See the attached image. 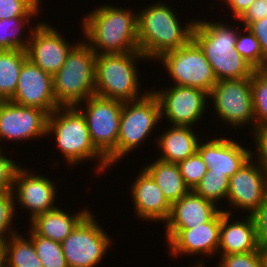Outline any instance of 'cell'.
Masks as SVG:
<instances>
[{
	"instance_id": "cell-1",
	"label": "cell",
	"mask_w": 267,
	"mask_h": 267,
	"mask_svg": "<svg viewBox=\"0 0 267 267\" xmlns=\"http://www.w3.org/2000/svg\"><path fill=\"white\" fill-rule=\"evenodd\" d=\"M83 21L84 35L96 54L140 52L137 14L128 9L102 6L91 12ZM100 48L103 51L96 52Z\"/></svg>"
},
{
	"instance_id": "cell-2",
	"label": "cell",
	"mask_w": 267,
	"mask_h": 267,
	"mask_svg": "<svg viewBox=\"0 0 267 267\" xmlns=\"http://www.w3.org/2000/svg\"><path fill=\"white\" fill-rule=\"evenodd\" d=\"M238 32L226 24L196 21L192 40L203 51L217 79L251 78L255 69L236 51Z\"/></svg>"
},
{
	"instance_id": "cell-3",
	"label": "cell",
	"mask_w": 267,
	"mask_h": 267,
	"mask_svg": "<svg viewBox=\"0 0 267 267\" xmlns=\"http://www.w3.org/2000/svg\"><path fill=\"white\" fill-rule=\"evenodd\" d=\"M172 9L157 3L137 14L139 51L148 59H159L163 54L186 45L192 39L195 24L182 29Z\"/></svg>"
},
{
	"instance_id": "cell-4",
	"label": "cell",
	"mask_w": 267,
	"mask_h": 267,
	"mask_svg": "<svg viewBox=\"0 0 267 267\" xmlns=\"http://www.w3.org/2000/svg\"><path fill=\"white\" fill-rule=\"evenodd\" d=\"M97 54L86 42L75 44L61 69L53 76L55 100L60 107H71L95 95Z\"/></svg>"
},
{
	"instance_id": "cell-5",
	"label": "cell",
	"mask_w": 267,
	"mask_h": 267,
	"mask_svg": "<svg viewBox=\"0 0 267 267\" xmlns=\"http://www.w3.org/2000/svg\"><path fill=\"white\" fill-rule=\"evenodd\" d=\"M46 133H55L57 145L69 163L100 157L98 172L109 166L107 159L93 145L85 116L76 106L58 107L50 113Z\"/></svg>"
},
{
	"instance_id": "cell-6",
	"label": "cell",
	"mask_w": 267,
	"mask_h": 267,
	"mask_svg": "<svg viewBox=\"0 0 267 267\" xmlns=\"http://www.w3.org/2000/svg\"><path fill=\"white\" fill-rule=\"evenodd\" d=\"M146 57L141 52L97 54L95 70V95L122 102L138 97V72L134 62Z\"/></svg>"
},
{
	"instance_id": "cell-7",
	"label": "cell",
	"mask_w": 267,
	"mask_h": 267,
	"mask_svg": "<svg viewBox=\"0 0 267 267\" xmlns=\"http://www.w3.org/2000/svg\"><path fill=\"white\" fill-rule=\"evenodd\" d=\"M145 93L140 99L123 102L117 147L106 158L109 166L138 147L163 117L157 96L153 92Z\"/></svg>"
},
{
	"instance_id": "cell-8",
	"label": "cell",
	"mask_w": 267,
	"mask_h": 267,
	"mask_svg": "<svg viewBox=\"0 0 267 267\" xmlns=\"http://www.w3.org/2000/svg\"><path fill=\"white\" fill-rule=\"evenodd\" d=\"M159 60L176 86L194 87L209 94L217 82L210 63L192 39L186 45L163 54Z\"/></svg>"
},
{
	"instance_id": "cell-9",
	"label": "cell",
	"mask_w": 267,
	"mask_h": 267,
	"mask_svg": "<svg viewBox=\"0 0 267 267\" xmlns=\"http://www.w3.org/2000/svg\"><path fill=\"white\" fill-rule=\"evenodd\" d=\"M111 241L91 211L61 243L69 267H94L103 258Z\"/></svg>"
},
{
	"instance_id": "cell-10",
	"label": "cell",
	"mask_w": 267,
	"mask_h": 267,
	"mask_svg": "<svg viewBox=\"0 0 267 267\" xmlns=\"http://www.w3.org/2000/svg\"><path fill=\"white\" fill-rule=\"evenodd\" d=\"M85 116L89 135L95 148L107 158L117 147L123 102L90 96L86 100Z\"/></svg>"
},
{
	"instance_id": "cell-11",
	"label": "cell",
	"mask_w": 267,
	"mask_h": 267,
	"mask_svg": "<svg viewBox=\"0 0 267 267\" xmlns=\"http://www.w3.org/2000/svg\"><path fill=\"white\" fill-rule=\"evenodd\" d=\"M218 116L233 126L255 123L251 78L220 80L210 93Z\"/></svg>"
},
{
	"instance_id": "cell-12",
	"label": "cell",
	"mask_w": 267,
	"mask_h": 267,
	"mask_svg": "<svg viewBox=\"0 0 267 267\" xmlns=\"http://www.w3.org/2000/svg\"><path fill=\"white\" fill-rule=\"evenodd\" d=\"M251 155L229 178L227 198L236 208H244L249 215L255 212L267 195V173L259 162L253 164Z\"/></svg>"
},
{
	"instance_id": "cell-13",
	"label": "cell",
	"mask_w": 267,
	"mask_h": 267,
	"mask_svg": "<svg viewBox=\"0 0 267 267\" xmlns=\"http://www.w3.org/2000/svg\"><path fill=\"white\" fill-rule=\"evenodd\" d=\"M11 102L37 107L48 115L60 107L55 100L53 76L27 59L20 71L18 86Z\"/></svg>"
},
{
	"instance_id": "cell-14",
	"label": "cell",
	"mask_w": 267,
	"mask_h": 267,
	"mask_svg": "<svg viewBox=\"0 0 267 267\" xmlns=\"http://www.w3.org/2000/svg\"><path fill=\"white\" fill-rule=\"evenodd\" d=\"M153 93L159 100L161 115L165 114L170 123L179 126H191L200 120L208 96L204 90L176 85L169 90Z\"/></svg>"
},
{
	"instance_id": "cell-15",
	"label": "cell",
	"mask_w": 267,
	"mask_h": 267,
	"mask_svg": "<svg viewBox=\"0 0 267 267\" xmlns=\"http://www.w3.org/2000/svg\"><path fill=\"white\" fill-rule=\"evenodd\" d=\"M48 114L37 107L0 101V139H29L46 136ZM1 147V146H0Z\"/></svg>"
},
{
	"instance_id": "cell-16",
	"label": "cell",
	"mask_w": 267,
	"mask_h": 267,
	"mask_svg": "<svg viewBox=\"0 0 267 267\" xmlns=\"http://www.w3.org/2000/svg\"><path fill=\"white\" fill-rule=\"evenodd\" d=\"M31 37V38H30ZM27 58L43 71L54 76L63 66L73 48L60 34L47 24H38L31 30Z\"/></svg>"
},
{
	"instance_id": "cell-17",
	"label": "cell",
	"mask_w": 267,
	"mask_h": 267,
	"mask_svg": "<svg viewBox=\"0 0 267 267\" xmlns=\"http://www.w3.org/2000/svg\"><path fill=\"white\" fill-rule=\"evenodd\" d=\"M221 210L208 222L191 229H167L172 255L213 254L219 248ZM218 248V249H217Z\"/></svg>"
},
{
	"instance_id": "cell-18",
	"label": "cell",
	"mask_w": 267,
	"mask_h": 267,
	"mask_svg": "<svg viewBox=\"0 0 267 267\" xmlns=\"http://www.w3.org/2000/svg\"><path fill=\"white\" fill-rule=\"evenodd\" d=\"M17 185V187H16ZM13 193L16 200L27 210L30 209V216L33 219L35 216L51 211L57 207L55 203L56 187L50 179L41 177L39 175L29 174L23 168H19L14 179Z\"/></svg>"
},
{
	"instance_id": "cell-19",
	"label": "cell",
	"mask_w": 267,
	"mask_h": 267,
	"mask_svg": "<svg viewBox=\"0 0 267 267\" xmlns=\"http://www.w3.org/2000/svg\"><path fill=\"white\" fill-rule=\"evenodd\" d=\"M197 152L207 169L212 173L225 174L231 178L253 153L240 146L239 143L217 138L206 143H198Z\"/></svg>"
},
{
	"instance_id": "cell-20",
	"label": "cell",
	"mask_w": 267,
	"mask_h": 267,
	"mask_svg": "<svg viewBox=\"0 0 267 267\" xmlns=\"http://www.w3.org/2000/svg\"><path fill=\"white\" fill-rule=\"evenodd\" d=\"M220 210L193 190L172 203L166 229H191L210 221Z\"/></svg>"
},
{
	"instance_id": "cell-21",
	"label": "cell",
	"mask_w": 267,
	"mask_h": 267,
	"mask_svg": "<svg viewBox=\"0 0 267 267\" xmlns=\"http://www.w3.org/2000/svg\"><path fill=\"white\" fill-rule=\"evenodd\" d=\"M131 187L135 209L141 218L155 221L168 219L172 204L144 169Z\"/></svg>"
},
{
	"instance_id": "cell-22",
	"label": "cell",
	"mask_w": 267,
	"mask_h": 267,
	"mask_svg": "<svg viewBox=\"0 0 267 267\" xmlns=\"http://www.w3.org/2000/svg\"><path fill=\"white\" fill-rule=\"evenodd\" d=\"M247 217L244 221L229 224L230 212L221 210V255L250 253L259 249L253 219L250 215Z\"/></svg>"
},
{
	"instance_id": "cell-23",
	"label": "cell",
	"mask_w": 267,
	"mask_h": 267,
	"mask_svg": "<svg viewBox=\"0 0 267 267\" xmlns=\"http://www.w3.org/2000/svg\"><path fill=\"white\" fill-rule=\"evenodd\" d=\"M88 213L83 210L71 216L57 207L35 216L30 222L37 235L62 243Z\"/></svg>"
},
{
	"instance_id": "cell-24",
	"label": "cell",
	"mask_w": 267,
	"mask_h": 267,
	"mask_svg": "<svg viewBox=\"0 0 267 267\" xmlns=\"http://www.w3.org/2000/svg\"><path fill=\"white\" fill-rule=\"evenodd\" d=\"M191 126L173 125L159 140L162 155L159 160L168 163H179L197 151L199 140Z\"/></svg>"
},
{
	"instance_id": "cell-25",
	"label": "cell",
	"mask_w": 267,
	"mask_h": 267,
	"mask_svg": "<svg viewBox=\"0 0 267 267\" xmlns=\"http://www.w3.org/2000/svg\"><path fill=\"white\" fill-rule=\"evenodd\" d=\"M144 170L152 177L171 204L190 191L183 180L178 163H168L157 159L144 167Z\"/></svg>"
},
{
	"instance_id": "cell-26",
	"label": "cell",
	"mask_w": 267,
	"mask_h": 267,
	"mask_svg": "<svg viewBox=\"0 0 267 267\" xmlns=\"http://www.w3.org/2000/svg\"><path fill=\"white\" fill-rule=\"evenodd\" d=\"M27 59L26 50H0V101L13 98L21 68Z\"/></svg>"
},
{
	"instance_id": "cell-27",
	"label": "cell",
	"mask_w": 267,
	"mask_h": 267,
	"mask_svg": "<svg viewBox=\"0 0 267 267\" xmlns=\"http://www.w3.org/2000/svg\"><path fill=\"white\" fill-rule=\"evenodd\" d=\"M5 243L7 267H44L39 260L32 240L11 232Z\"/></svg>"
},
{
	"instance_id": "cell-28",
	"label": "cell",
	"mask_w": 267,
	"mask_h": 267,
	"mask_svg": "<svg viewBox=\"0 0 267 267\" xmlns=\"http://www.w3.org/2000/svg\"><path fill=\"white\" fill-rule=\"evenodd\" d=\"M256 131L267 128V69L255 70L251 77Z\"/></svg>"
},
{
	"instance_id": "cell-29",
	"label": "cell",
	"mask_w": 267,
	"mask_h": 267,
	"mask_svg": "<svg viewBox=\"0 0 267 267\" xmlns=\"http://www.w3.org/2000/svg\"><path fill=\"white\" fill-rule=\"evenodd\" d=\"M30 233V239L44 267H69L61 243L41 237L33 230Z\"/></svg>"
},
{
	"instance_id": "cell-30",
	"label": "cell",
	"mask_w": 267,
	"mask_h": 267,
	"mask_svg": "<svg viewBox=\"0 0 267 267\" xmlns=\"http://www.w3.org/2000/svg\"><path fill=\"white\" fill-rule=\"evenodd\" d=\"M228 188L229 178L225 174L212 173V170L207 169L206 174L193 191L215 204L219 199L227 198Z\"/></svg>"
},
{
	"instance_id": "cell-31",
	"label": "cell",
	"mask_w": 267,
	"mask_h": 267,
	"mask_svg": "<svg viewBox=\"0 0 267 267\" xmlns=\"http://www.w3.org/2000/svg\"><path fill=\"white\" fill-rule=\"evenodd\" d=\"M247 35L242 36L238 32L236 39V51L250 64L255 70L267 69V60L263 57L260 43L254 34L245 27Z\"/></svg>"
},
{
	"instance_id": "cell-32",
	"label": "cell",
	"mask_w": 267,
	"mask_h": 267,
	"mask_svg": "<svg viewBox=\"0 0 267 267\" xmlns=\"http://www.w3.org/2000/svg\"><path fill=\"white\" fill-rule=\"evenodd\" d=\"M29 19L8 18L0 20V50H26L29 39L25 43L19 34H21V27H24Z\"/></svg>"
},
{
	"instance_id": "cell-33",
	"label": "cell",
	"mask_w": 267,
	"mask_h": 267,
	"mask_svg": "<svg viewBox=\"0 0 267 267\" xmlns=\"http://www.w3.org/2000/svg\"><path fill=\"white\" fill-rule=\"evenodd\" d=\"M39 0H0V20L30 18L39 11Z\"/></svg>"
},
{
	"instance_id": "cell-34",
	"label": "cell",
	"mask_w": 267,
	"mask_h": 267,
	"mask_svg": "<svg viewBox=\"0 0 267 267\" xmlns=\"http://www.w3.org/2000/svg\"><path fill=\"white\" fill-rule=\"evenodd\" d=\"M186 186L194 190L207 172V166L196 151L193 155L178 163Z\"/></svg>"
},
{
	"instance_id": "cell-35",
	"label": "cell",
	"mask_w": 267,
	"mask_h": 267,
	"mask_svg": "<svg viewBox=\"0 0 267 267\" xmlns=\"http://www.w3.org/2000/svg\"><path fill=\"white\" fill-rule=\"evenodd\" d=\"M13 190L0 192V244L7 242V237L3 236L12 225L15 201ZM11 224V225H10Z\"/></svg>"
},
{
	"instance_id": "cell-36",
	"label": "cell",
	"mask_w": 267,
	"mask_h": 267,
	"mask_svg": "<svg viewBox=\"0 0 267 267\" xmlns=\"http://www.w3.org/2000/svg\"><path fill=\"white\" fill-rule=\"evenodd\" d=\"M219 267H263L259 249L250 253L221 255Z\"/></svg>"
},
{
	"instance_id": "cell-37",
	"label": "cell",
	"mask_w": 267,
	"mask_h": 267,
	"mask_svg": "<svg viewBox=\"0 0 267 267\" xmlns=\"http://www.w3.org/2000/svg\"><path fill=\"white\" fill-rule=\"evenodd\" d=\"M20 166L4 157L0 150V192L14 189V179Z\"/></svg>"
},
{
	"instance_id": "cell-38",
	"label": "cell",
	"mask_w": 267,
	"mask_h": 267,
	"mask_svg": "<svg viewBox=\"0 0 267 267\" xmlns=\"http://www.w3.org/2000/svg\"><path fill=\"white\" fill-rule=\"evenodd\" d=\"M250 216L254 222L258 245L267 244V195L260 207Z\"/></svg>"
},
{
	"instance_id": "cell-39",
	"label": "cell",
	"mask_w": 267,
	"mask_h": 267,
	"mask_svg": "<svg viewBox=\"0 0 267 267\" xmlns=\"http://www.w3.org/2000/svg\"><path fill=\"white\" fill-rule=\"evenodd\" d=\"M267 17V3L264 0H255L245 13L239 18L243 21L244 27H248L251 23Z\"/></svg>"
},
{
	"instance_id": "cell-40",
	"label": "cell",
	"mask_w": 267,
	"mask_h": 267,
	"mask_svg": "<svg viewBox=\"0 0 267 267\" xmlns=\"http://www.w3.org/2000/svg\"><path fill=\"white\" fill-rule=\"evenodd\" d=\"M247 28L259 41L263 57L267 60V17L251 23Z\"/></svg>"
},
{
	"instance_id": "cell-41",
	"label": "cell",
	"mask_w": 267,
	"mask_h": 267,
	"mask_svg": "<svg viewBox=\"0 0 267 267\" xmlns=\"http://www.w3.org/2000/svg\"><path fill=\"white\" fill-rule=\"evenodd\" d=\"M255 144L257 146L258 153V159L259 163L262 166V168L267 173V128H263L261 130L255 131Z\"/></svg>"
},
{
	"instance_id": "cell-42",
	"label": "cell",
	"mask_w": 267,
	"mask_h": 267,
	"mask_svg": "<svg viewBox=\"0 0 267 267\" xmlns=\"http://www.w3.org/2000/svg\"><path fill=\"white\" fill-rule=\"evenodd\" d=\"M227 2L231 10H233V17L238 19L245 13V11L250 7V5L255 0H224Z\"/></svg>"
},
{
	"instance_id": "cell-43",
	"label": "cell",
	"mask_w": 267,
	"mask_h": 267,
	"mask_svg": "<svg viewBox=\"0 0 267 267\" xmlns=\"http://www.w3.org/2000/svg\"><path fill=\"white\" fill-rule=\"evenodd\" d=\"M263 267H267V244L259 245Z\"/></svg>"
},
{
	"instance_id": "cell-44",
	"label": "cell",
	"mask_w": 267,
	"mask_h": 267,
	"mask_svg": "<svg viewBox=\"0 0 267 267\" xmlns=\"http://www.w3.org/2000/svg\"><path fill=\"white\" fill-rule=\"evenodd\" d=\"M0 267H7L5 244H0Z\"/></svg>"
},
{
	"instance_id": "cell-45",
	"label": "cell",
	"mask_w": 267,
	"mask_h": 267,
	"mask_svg": "<svg viewBox=\"0 0 267 267\" xmlns=\"http://www.w3.org/2000/svg\"><path fill=\"white\" fill-rule=\"evenodd\" d=\"M196 267H204V266L203 263L202 264L199 263V265H197Z\"/></svg>"
}]
</instances>
